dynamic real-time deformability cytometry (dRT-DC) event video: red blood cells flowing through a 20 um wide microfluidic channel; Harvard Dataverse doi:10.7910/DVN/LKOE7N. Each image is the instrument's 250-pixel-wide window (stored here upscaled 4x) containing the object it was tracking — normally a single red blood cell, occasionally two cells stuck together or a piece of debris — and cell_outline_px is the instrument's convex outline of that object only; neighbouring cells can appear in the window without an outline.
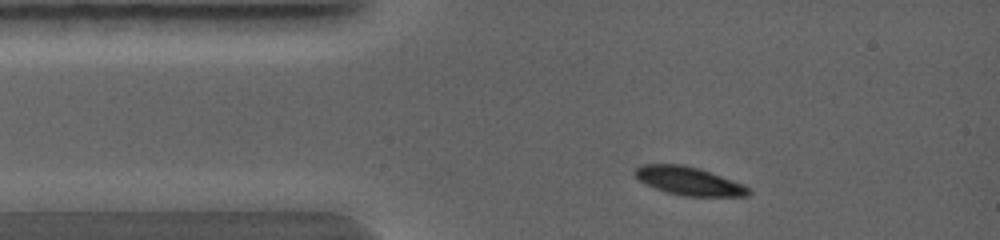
{"species": "common noctule bat (a hibernating species)", "species_latin": "Nyctalus noctula", "temperature_condition": "warm", "stored_images_in_passage": 11, "camera_frame_rate_fps": 5000, "um_per_image_px": 0.085, "animal": {"sex": "female", "body_mass_g": 19.0, "forearm_length_mm": 56.7}, "frame": {"image": 1, "passage_image": 1, "time_ms": 0.0, "image_size_px": [1000, 240], "cell_outline_px": [[752, 192], [748, 196], [684, 196], [668, 192], [644, 184], [632, 172], [640, 164], [684, 164], [700, 168], [744, 184]], "centroid_in_image_um": [58.55, 15.37], "position_along_channel_um": 26.4, "area_um2": 18.84}}
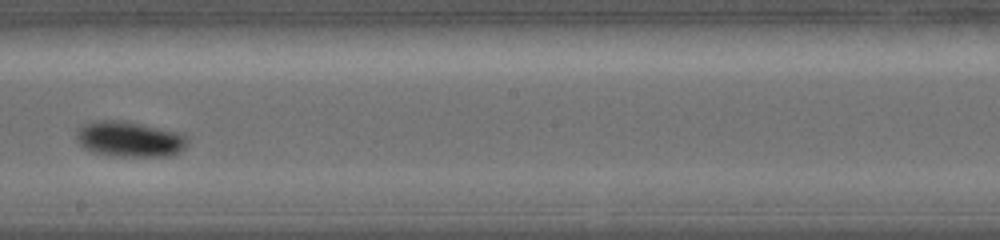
{"frame": {"image": 2, "passage_image": 7, "time_ms": 3.6, "image_size_px": [1000, 240], "cell_outline_px": [[188, 144], [180, 152], [168, 156], [116, 156], [92, 152], [84, 148], [76, 140], [76, 132], [84, 124], [92, 120], [124, 120], [184, 132], [188, 136]], "centroid_in_image_um": [11.06, 11.81], "position_along_channel_um": 237.1, "area_um2": 23.52}}
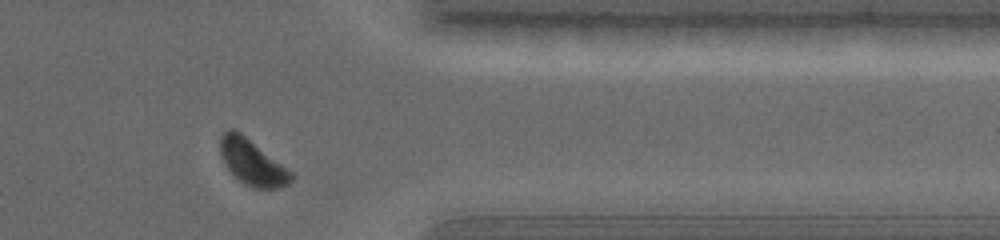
{"frame": {"image": 3, "passage_image": 11, "time_ms": 6.0, "image_size_px": [1000, 240], "cell_outline_px": [[296, 176], [288, 184], [280, 188], [252, 188], [244, 184], [224, 164], [220, 156], [220, 136], [228, 128], [232, 128], [240, 132], [292, 172]], "centroid_in_image_um": [21.43, 13.8], "position_along_channel_um": 390.0, "area_um2": 18.73}}